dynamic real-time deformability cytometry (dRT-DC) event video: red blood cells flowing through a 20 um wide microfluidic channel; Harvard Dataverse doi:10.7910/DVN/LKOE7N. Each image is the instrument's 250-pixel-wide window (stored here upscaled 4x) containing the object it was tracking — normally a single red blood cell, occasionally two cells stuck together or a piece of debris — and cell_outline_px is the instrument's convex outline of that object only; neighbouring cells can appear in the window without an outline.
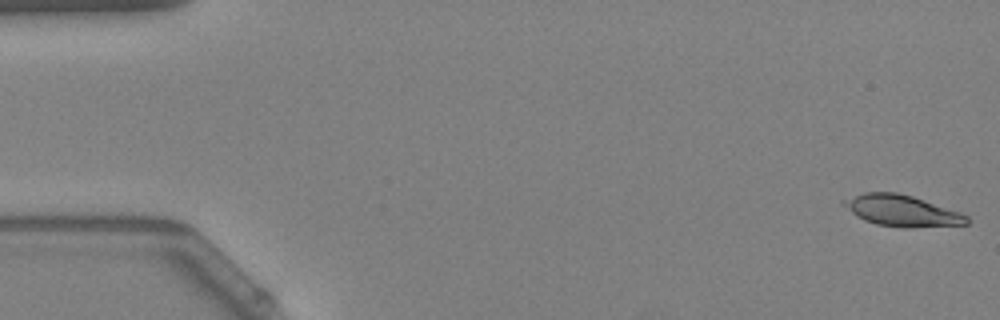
{"species": "Egyptian fruit bat (a non-hibernating species)", "species_latin": "Rousettus aegyptiacus", "temperature_condition": "warm", "stored_images_in_passage": 54, "camera_frame_rate_fps": 3000, "um_per_image_px": 0.085, "animal": {"sex": "female"}, "frame": {"image": 1, "passage_image": 1, "time_ms": 0.0, "image_size_px": [1000, 320], "cell_outline_px": [[968, 224], [912, 228], [904, 228], [876, 224], [864, 220], [840, 204], [840, 200], [864, 192], [896, 192], [912, 196], [960, 212], [968, 216]], "centroid_in_image_um": [76.63, 17.91], "position_along_channel_um": 8.4, "area_um2": 22.43}}
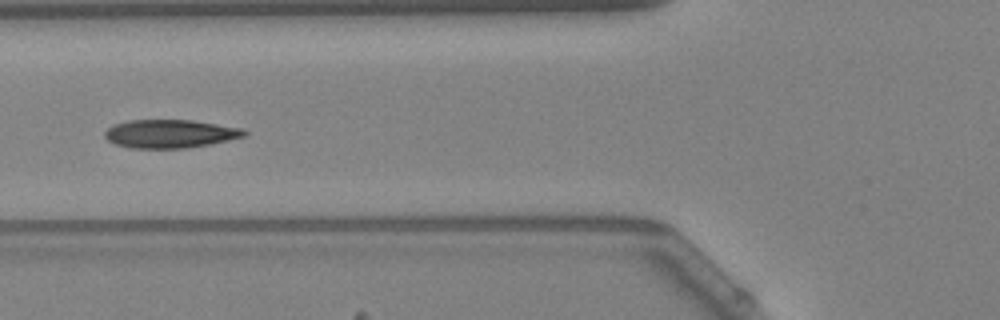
{"frame": {"image": 2, "passage_image": 21, "time_ms": 6.667, "image_size_px": [1000, 320], "cell_outline_px": [[248, 132], [244, 136], [228, 140], [208, 144], [184, 148], [132, 148], [116, 144], [108, 140], [104, 136], [104, 132], [112, 124], [128, 120], [192, 120], [244, 128]], "centroid_in_image_um": [14.44, 11.36], "position_along_channel_um": 111.4, "area_um2": 23.0}}
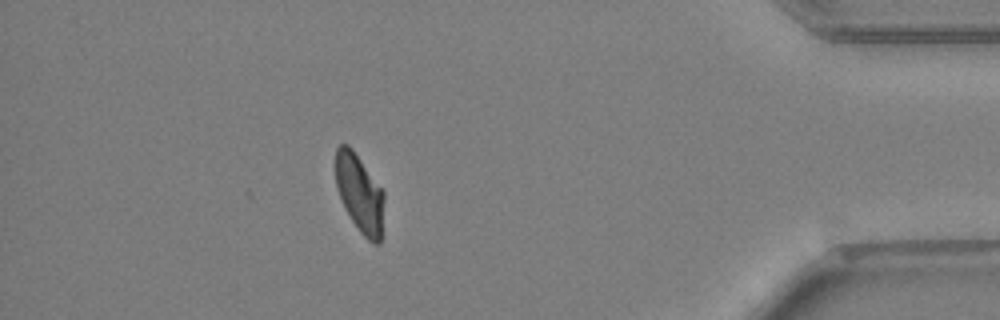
{"frame": {"image": 3, "passage_image": 48, "time_ms": 15.667, "image_size_px": [1000, 320], "cell_outline_px": [[384, 200], [380, 244], [372, 244], [360, 232], [344, 208], [336, 188], [336, 148], [340, 144], [348, 144], [352, 148], [384, 192]], "centroid_in_image_um": [30.56, 16.45], "position_along_channel_um": 404.6, "area_um2": 21.96}, "authors_computed_cell_mechanics": {"area_um2": 22.7732, "velocity_mm_per_s": 3.7835, "shape_relaxation_time_tau1_ms": 5.486, "shape_relaxation_time_tau2_ms": 1.3896, "deformation_change_tau1": 0.1784, "deformation_change_tau2": 0.0522}}